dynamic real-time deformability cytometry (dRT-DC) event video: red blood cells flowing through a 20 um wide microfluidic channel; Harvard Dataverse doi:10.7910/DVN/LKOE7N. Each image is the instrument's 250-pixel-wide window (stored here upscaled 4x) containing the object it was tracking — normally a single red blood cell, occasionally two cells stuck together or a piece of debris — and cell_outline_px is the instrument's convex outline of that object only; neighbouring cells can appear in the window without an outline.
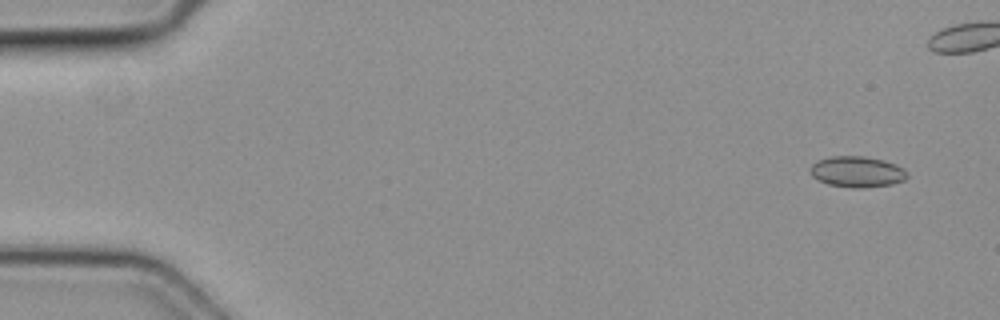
{"species": "common noctule bat (a hibernating species)", "species_latin": "Nyctalus noctula", "temperature_condition": "cold", "stored_images_in_passage": 5, "camera_frame_rate_fps": 3000, "um_per_image_px": 0.085, "animal": {"sex": "female", "body_mass_g": 19.3, "forearm_length_mm": 54.1}, "frame": {"image": 1, "passage_image": 1, "time_ms": 0.0, "image_size_px": [1000, 320], "cell_outline_px": [[908, 176], [904, 180], [892, 184], [860, 188], [852, 188], [828, 184], [812, 176], [812, 164], [816, 160], [828, 156], [864, 156], [884, 160], [896, 164], [904, 168], [908, 172]], "centroid_in_image_um": [72.88, 14.59], "position_along_channel_um": 12.1, "area_um2": 17.51}}
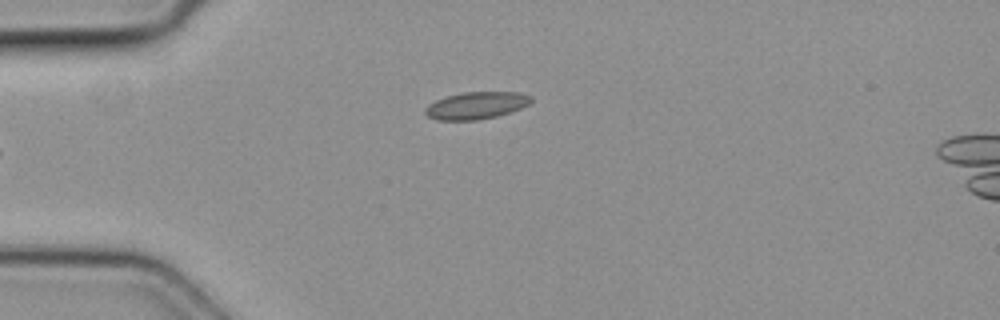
{"frame": {"image": 2, "passage_image": 5, "time_ms": 1.333, "image_size_px": [1000, 320], "cell_outline_px": [[532, 100], [528, 104], [520, 108], [496, 116], [476, 120], [440, 120], [428, 116], [424, 112], [424, 108], [428, 104], [436, 100], [448, 96], [464, 92], [516, 92], [532, 96]], "centroid_in_image_um": [40.46, 8.96], "position_along_channel_um": 44.5, "area_um2": 16.53}}